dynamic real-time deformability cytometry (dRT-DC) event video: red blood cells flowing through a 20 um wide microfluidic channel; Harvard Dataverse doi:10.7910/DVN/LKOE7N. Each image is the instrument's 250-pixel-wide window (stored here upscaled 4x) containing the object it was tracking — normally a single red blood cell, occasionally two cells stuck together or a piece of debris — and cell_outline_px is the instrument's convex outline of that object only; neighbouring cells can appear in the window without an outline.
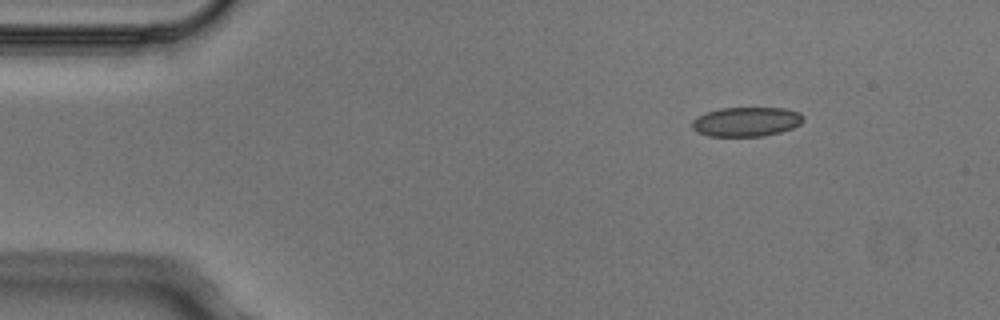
{"species": "Egyptian fruit bat (a non-hibernating species)", "species_latin": "Rousettus aegyptiacus", "temperature_condition": "cold", "stored_images_in_passage": 4, "camera_frame_rate_fps": 3000, "um_per_image_px": 0.085, "animal": {"sex": "male"}, "frame": {"image": 1, "passage_image": 1, "time_ms": 0.0, "image_size_px": [1000, 320], "cell_outline_px": [[804, 120], [800, 124], [792, 128], [780, 132], [764, 136], [708, 136], [696, 132], [692, 128], [692, 120], [696, 116], [720, 108], [784, 108], [800, 112], [804, 116]], "centroid_in_image_um": [63.44, 10.35], "position_along_channel_um": 21.6, "area_um2": 19.19}}
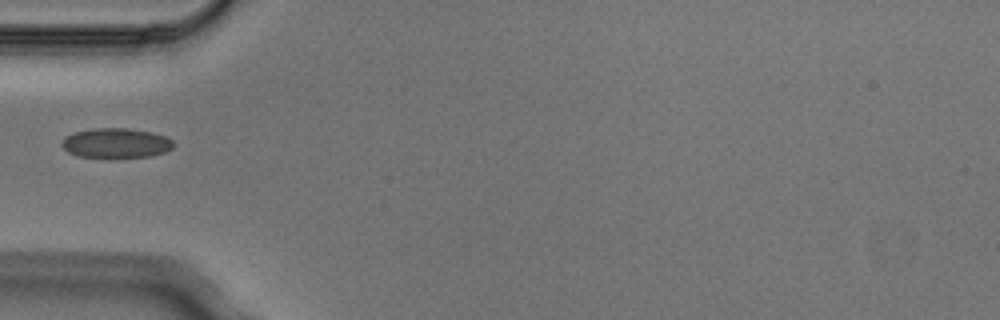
{"frame": {"image": 2, "passage_image": 4, "time_ms": 1.0, "image_size_px": [1000, 320], "cell_outline_px": [[176, 144], [172, 148], [164, 152], [152, 156], [112, 160], [108, 160], [76, 156], [68, 152], [60, 144], [72, 132], [92, 128], [128, 128], [152, 132], [164, 136], [172, 140]], "centroid_in_image_um": [9.86, 12.21], "position_along_channel_um": 75.1, "area_um2": 20.23}}